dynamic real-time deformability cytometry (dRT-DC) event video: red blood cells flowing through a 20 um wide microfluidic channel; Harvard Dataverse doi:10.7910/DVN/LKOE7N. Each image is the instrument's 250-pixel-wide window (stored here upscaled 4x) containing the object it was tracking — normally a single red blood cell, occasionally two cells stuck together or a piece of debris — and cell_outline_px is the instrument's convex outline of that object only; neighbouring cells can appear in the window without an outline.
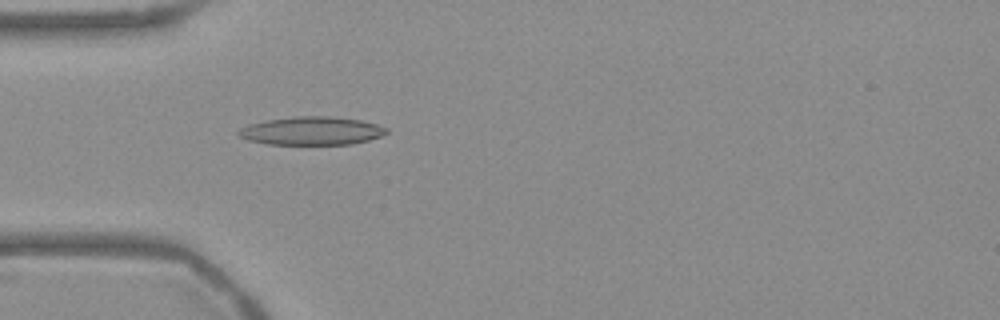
{"species": "Egyptian fruit bat (a non-hibernating species)", "species_latin": "Rousettus aegyptiacus", "temperature_condition": "warm", "stored_images_in_passage": 54, "camera_frame_rate_fps": 3000, "um_per_image_px": 0.085, "frame": {"image": 1, "passage_image": 16, "time_ms": 5.0, "image_size_px": [1000, 320], "cell_outline_px": [[388, 132], [380, 136], [368, 140], [352, 144], [268, 144], [248, 140], [236, 136], [236, 132], [240, 128], [248, 124], [268, 120], [296, 116], [328, 116], [360, 120], [376, 124], [388, 128]], "centroid_in_image_um": [26.45, 11.12], "position_along_channel_um": 58.5, "area_um2": 24.33}}
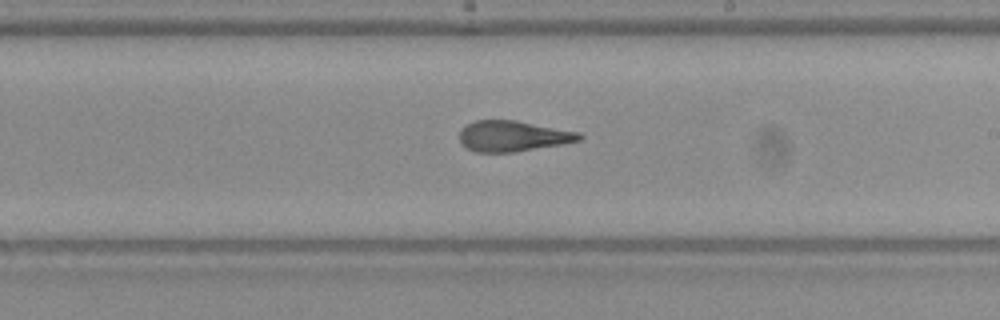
{"frame": {"image": 2, "passage_image": 31, "time_ms": 10.0, "image_size_px": [1000, 320], "cell_outline_px": [[584, 136], [580, 140], [564, 144], [516, 152], [476, 152], [460, 144], [460, 128], [464, 124], [476, 120], [516, 120], [580, 132]], "centroid_in_image_um": [43.59, 11.56], "position_along_channel_um": 245.4, "area_um2": 21.73}}
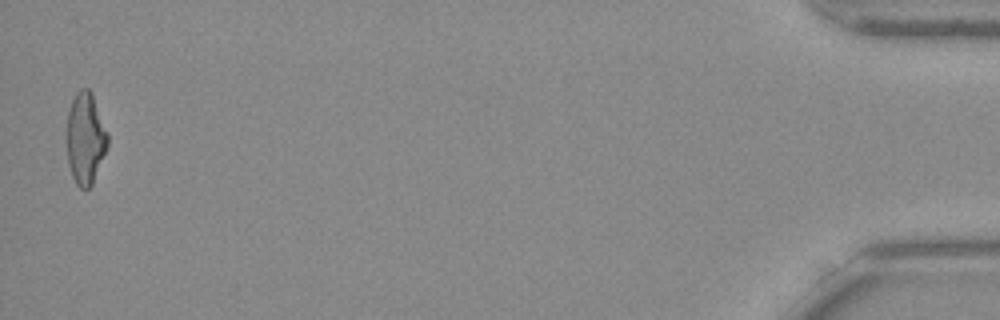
{"frame": {"image": 3, "passage_image": 53, "time_ms": 17.333, "image_size_px": [1000, 320], "cell_outline_px": [[108, 148], [92, 184], [88, 188], [80, 188], [76, 184], [72, 176], [68, 164], [68, 112], [72, 100], [76, 92], [80, 88], [88, 88], [92, 92], [108, 132]], "centroid_in_image_um": [7.29, 11.75], "position_along_channel_um": 427.9, "area_um2": 21.85}, "authors_computed_cell_mechanics": {"area_um2": 22.4553, "velocity_mm_per_s": 3.7873, "shape_relaxation_time_tau1_ms": null, "shape_relaxation_time_tau2_ms": 1.8019, "deformation_change_tau1": null, "deformation_change_tau2": 0.1077}}